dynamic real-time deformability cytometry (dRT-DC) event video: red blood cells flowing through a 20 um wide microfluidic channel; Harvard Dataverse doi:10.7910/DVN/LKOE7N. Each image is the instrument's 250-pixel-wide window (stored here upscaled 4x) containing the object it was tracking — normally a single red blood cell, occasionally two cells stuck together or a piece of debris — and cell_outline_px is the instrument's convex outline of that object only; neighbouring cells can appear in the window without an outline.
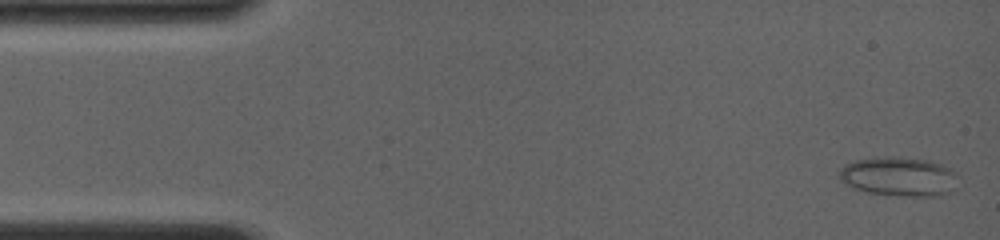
{"species": "common noctule bat (a hibernating species)", "species_latin": "Nyctalus noctula", "temperature_condition": "room temperature", "stored_images_in_passage": 50, "camera_frame_rate_fps": 4000, "um_per_image_px": 0.085, "animal": {"sex": "female", "body_mass_g": 19.0, "forearm_length_mm": 56.7}, "frame": {"image": 1, "passage_image": 2, "time_ms": 0.25, "image_size_px": [1000, 240], "cell_outline_px": [[956, 172], [952, 192], [940, 196], [904, 196], [868, 192], [852, 188], [840, 180], [836, 176], [840, 168], [844, 164], [856, 160], [888, 156], [892, 156], [928, 160], [952, 168]], "centroid_in_image_um": [76.37, 15.0], "position_along_channel_um": 8.6, "area_um2": 27.28}}
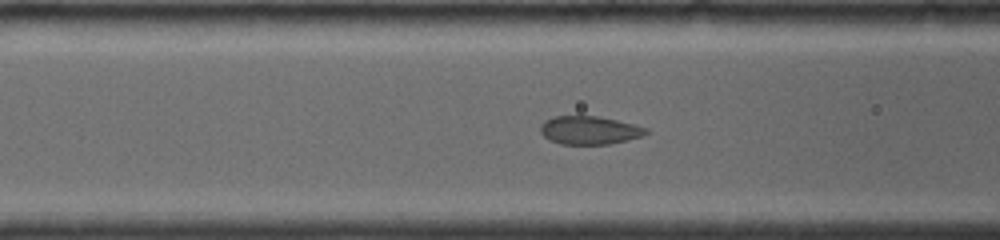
{"frame": {"image": 2, "passage_image": 39, "time_ms": 5.75, "image_size_px": [1000, 240], "cell_outline_px": [[652, 132], [628, 140], [608, 144], [560, 144], [544, 136], [540, 132], [540, 124], [544, 120], [552, 116], [596, 116], [616, 120], [648, 128]], "centroid_in_image_um": [50.09, 11.06], "position_along_channel_um": 116.5, "area_um2": 17.4}}
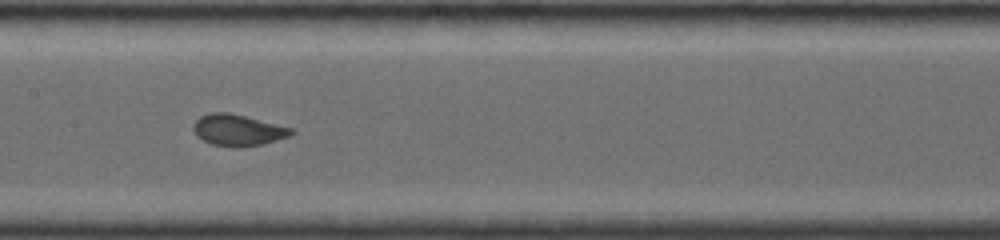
{"frame": {"image": 3, "passage_image": 49, "time_ms": 7.5, "image_size_px": [1000, 240], "cell_outline_px": [[296, 132], [288, 136], [264, 144], [240, 148], [236, 148], [212, 144], [196, 136], [192, 128], [192, 124], [200, 116], [212, 112], [228, 112], [292, 128]], "centroid_in_image_um": [20.19, 11.07], "position_along_channel_um": 187.2, "area_um2": 17.92}}